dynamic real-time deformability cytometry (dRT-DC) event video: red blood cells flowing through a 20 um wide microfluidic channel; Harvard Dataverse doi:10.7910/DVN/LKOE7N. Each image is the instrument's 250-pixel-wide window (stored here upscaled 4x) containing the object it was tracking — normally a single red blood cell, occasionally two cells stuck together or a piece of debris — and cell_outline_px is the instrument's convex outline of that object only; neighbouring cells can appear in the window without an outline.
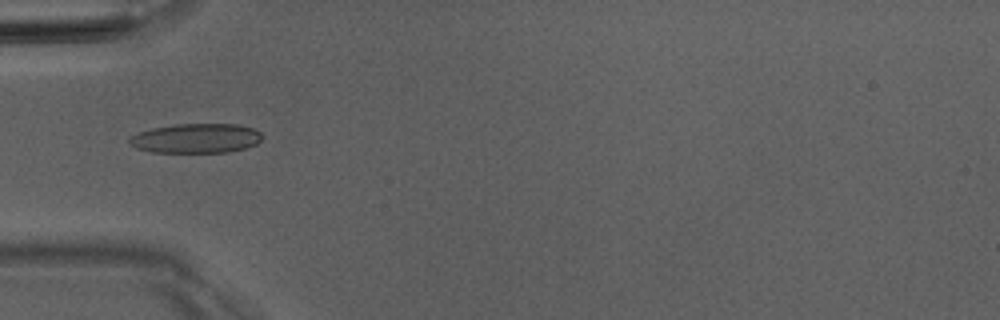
{"species": "Egyptian fruit bat (a non-hibernating species)", "species_latin": "Rousettus aegyptiacus", "temperature_condition": "room temperature", "stored_images_in_passage": 6, "camera_frame_rate_fps": 3000, "um_per_image_px": 0.085, "animal": {"sex": "male"}, "frame": {"image": 1, "passage_image": 5, "time_ms": 4.667, "image_size_px": [1000, 320], "cell_outline_px": [[264, 136], [256, 144], [244, 148], [228, 152], [152, 152], [136, 148], [128, 144], [128, 140], [132, 136], [140, 132], [152, 128], [176, 124], [236, 124], [252, 128], [260, 132]], "centroid_in_image_um": [16.66, 11.75], "position_along_channel_um": 68.3, "area_um2": 22.77}}